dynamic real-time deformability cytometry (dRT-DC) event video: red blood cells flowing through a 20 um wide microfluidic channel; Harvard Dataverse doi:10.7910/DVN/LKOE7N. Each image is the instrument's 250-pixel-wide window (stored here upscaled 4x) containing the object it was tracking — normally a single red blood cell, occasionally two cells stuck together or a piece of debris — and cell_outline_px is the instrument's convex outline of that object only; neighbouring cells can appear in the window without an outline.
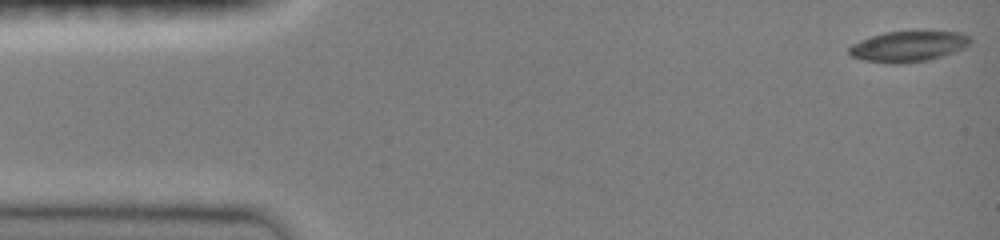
{"species": "common noctule bat (a hibernating species)", "species_latin": "Nyctalus noctula", "temperature_condition": "room temperature", "stored_images_in_passage": 47, "camera_frame_rate_fps": 3000, "um_per_image_px": 0.085, "animal": {"sex": "female", "body_mass_g": 19.0, "forearm_length_mm": 51.5}, "frame": {"image": 1, "passage_image": 1, "time_ms": 0.0, "image_size_px": [1000, 240], "cell_outline_px": [[972, 40], [964, 48], [928, 60], [900, 64], [884, 64], [864, 60], [852, 56], [848, 52], [848, 48], [852, 44], [860, 40], [884, 32], [924, 28], [960, 32], [968, 36]], "centroid_in_image_um": [77.21, 3.89], "position_along_channel_um": 7.8, "area_um2": 22.54}}
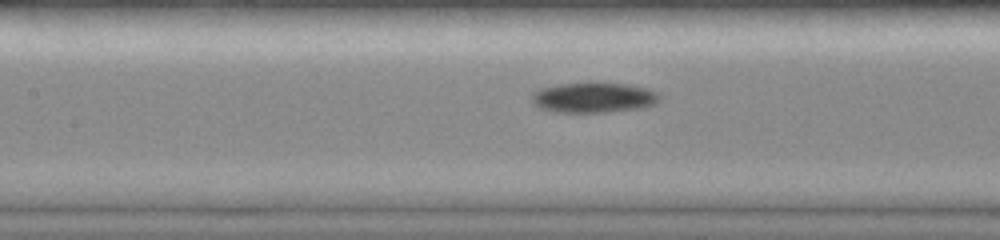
{"frame": {"image": 2, "passage_image": 21, "time_ms": 6.667, "image_size_px": [1000, 240], "cell_outline_px": [[660, 96], [656, 104], [640, 108], [604, 112], [552, 112], [540, 108], [532, 104], [532, 92], [536, 88], [560, 84], [588, 80], [592, 80], [628, 84], [648, 88], [656, 92]], "centroid_in_image_um": [50.4, 8.25], "position_along_channel_um": 157.0, "area_um2": 23.41}}
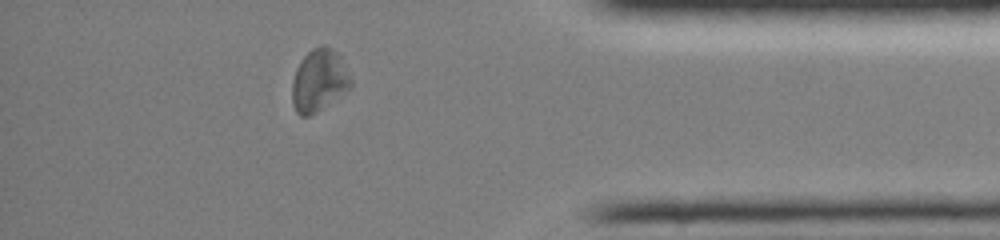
{"frame": {"image": 3, "passage_image": 41, "time_ms": 13.333, "image_size_px": [1000, 240], "cell_outline_px": [[352, 88], [316, 112], [308, 116], [300, 116], [296, 112], [292, 104], [292, 80], [296, 68], [300, 60], [312, 48], [320, 44], [324, 44], [332, 48], [340, 56], [352, 80]], "centroid_in_image_um": [27.11, 6.82], "position_along_channel_um": 408.1, "area_um2": 21.56}, "authors_computed_cell_mechanics": {"area_um2": 21.5594, "velocity_mm_per_s": 4.0229, "shape_relaxation_time_tau1_ms": 1.6624, "shape_relaxation_time_tau2_ms": null, "deformation_change_tau1": 0.0691, "deformation_change_tau2": null}}